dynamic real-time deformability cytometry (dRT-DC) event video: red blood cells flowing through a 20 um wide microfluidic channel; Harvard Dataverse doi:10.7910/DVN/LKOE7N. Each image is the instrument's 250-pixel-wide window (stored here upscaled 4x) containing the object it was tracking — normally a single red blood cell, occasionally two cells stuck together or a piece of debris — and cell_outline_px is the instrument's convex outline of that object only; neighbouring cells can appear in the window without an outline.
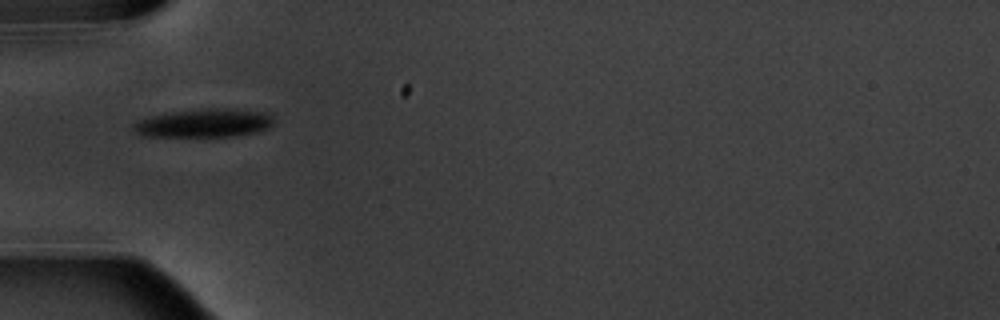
{"species": "common noctule bat (a hibernating species)", "species_latin": "Nyctalus noctula", "temperature_condition": "warm", "stored_images_in_passage": 9, "camera_frame_rate_fps": 3000, "um_per_image_px": 0.085, "animal": {"sex": "male", "body_mass_g": 20.1, "forearm_length_mm": 53.5}, "frame": {"image": 1, "passage_image": 1, "time_ms": 0.0, "image_size_px": [1000, 320], "cell_outline_px": [[272, 124], [268, 128], [256, 132], [228, 136], [144, 136], [136, 132], [132, 128], [132, 124], [140, 120], [152, 116], [172, 112], [204, 108], [236, 108], [268, 112], [272, 116]], "centroid_in_image_um": [17.39, 10.44], "position_along_channel_um": 67.6, "area_um2": 23.18}}
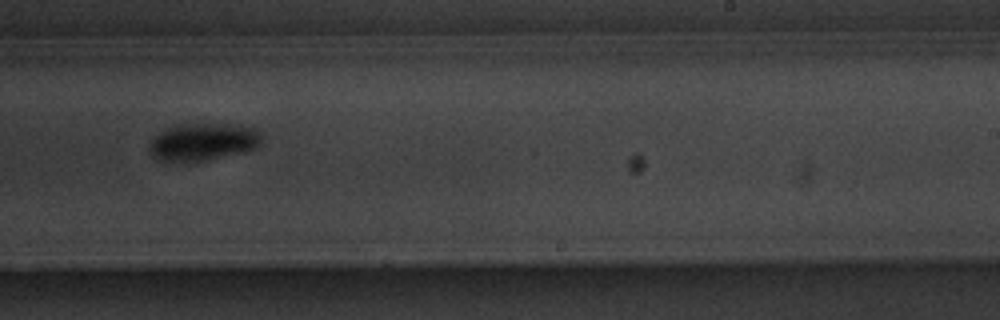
{"frame": {"image": 2, "passage_image": 6, "time_ms": 5.667, "image_size_px": [1000, 320], "cell_outline_px": [[260, 144], [256, 148], [244, 152], [208, 160], [156, 160], [148, 148], [152, 140], [164, 128], [180, 124], [240, 124], [256, 128], [260, 132]], "centroid_in_image_um": [17.3, 12.03], "position_along_channel_um": 271.7, "area_um2": 24.39}}
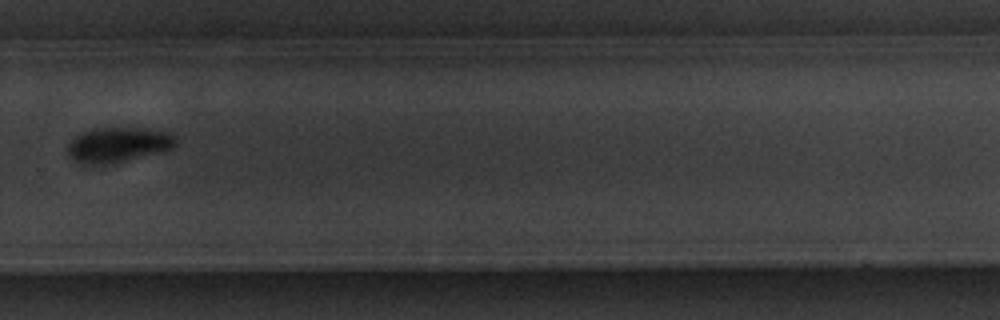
{"frame": {"image": 3, "passage_image": 7, "time_ms": 7.0, "image_size_px": [1000, 320], "cell_outline_px": [[176, 144], [172, 148], [160, 152], [116, 164], [80, 164], [68, 152], [68, 144], [76, 136], [92, 128], [144, 128], [168, 132], [176, 136]], "centroid_in_image_um": [10.08, 12.31], "position_along_channel_um": 319.7, "area_um2": 22.08}}